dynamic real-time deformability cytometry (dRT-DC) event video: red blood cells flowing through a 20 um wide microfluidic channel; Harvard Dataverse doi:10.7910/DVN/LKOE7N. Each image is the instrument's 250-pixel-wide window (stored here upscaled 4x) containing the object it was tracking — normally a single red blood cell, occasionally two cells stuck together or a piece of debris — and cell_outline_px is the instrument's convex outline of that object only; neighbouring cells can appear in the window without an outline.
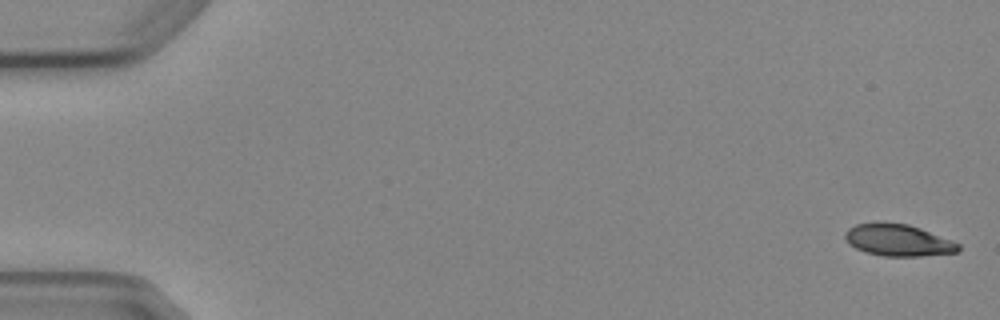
{"species": "Egyptian fruit bat (a non-hibernating species)", "species_latin": "Rousettus aegyptiacus", "temperature_condition": "cold", "stored_images_in_passage": 5, "camera_frame_rate_fps": 3000, "um_per_image_px": 0.085, "animal": {"sex": "female"}, "frame": {"image": 1, "passage_image": 1, "time_ms": 0.0, "image_size_px": [1000, 320], "cell_outline_px": [[960, 252], [920, 256], [884, 256], [864, 252], [848, 244], [844, 236], [844, 232], [848, 228], [856, 224], [876, 220], [880, 220], [908, 224], [920, 228], [952, 240], [960, 244]], "centroid_in_image_um": [76.3, 20.39], "position_along_channel_um": 8.7, "area_um2": 21.56}}
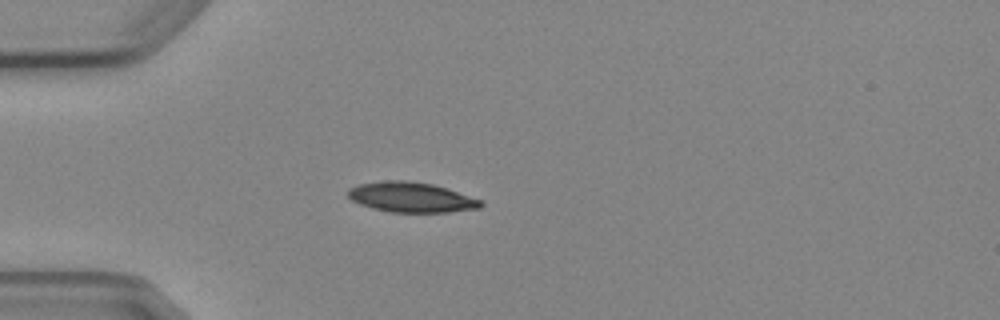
{"frame": {"image": 2, "passage_image": 5, "time_ms": 4.667, "image_size_px": [1000, 320], "cell_outline_px": [[484, 204], [480, 208], [448, 212], [392, 212], [372, 208], [360, 204], [352, 200], [348, 196], [348, 188], [360, 184], [384, 180], [408, 180], [432, 184], [480, 200]], "centroid_in_image_um": [34.91, 16.76], "position_along_channel_um": 50.1, "area_um2": 23.0}}